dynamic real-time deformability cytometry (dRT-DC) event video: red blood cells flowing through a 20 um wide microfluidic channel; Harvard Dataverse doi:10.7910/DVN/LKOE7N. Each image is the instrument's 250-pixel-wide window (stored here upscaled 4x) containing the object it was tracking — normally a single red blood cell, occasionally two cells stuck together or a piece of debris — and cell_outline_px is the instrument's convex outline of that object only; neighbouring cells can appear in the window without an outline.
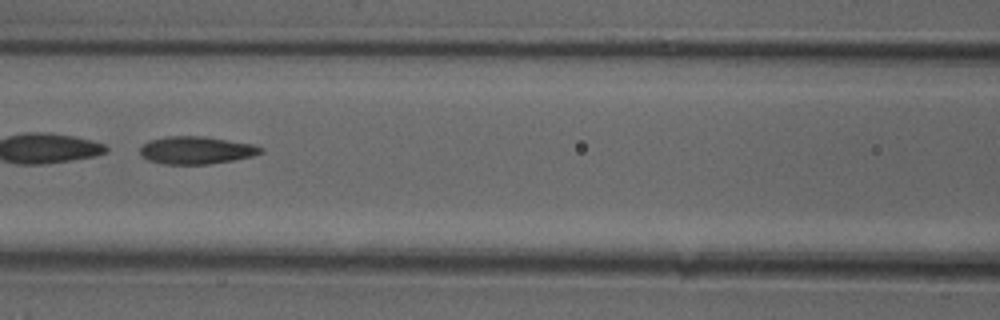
{"species": "common noctule bat (a hibernating species)", "species_latin": "Nyctalus noctula", "temperature_condition": "cold", "stored_images_in_passage": 49, "segment_of_instrument_passage": [2, 2], "camera_frame_rate_fps": 3000, "um_per_image_px": 0.085, "animal": {"sex": "female"}, "frame": {"image": 1, "passage_image": 22, "time_ms": 7.0, "image_size_px": [1000, 320], "cell_outline_px": [[264, 152], [252, 156], [232, 160], [208, 164], [164, 164], [148, 160], [140, 156], [140, 148], [148, 140], [168, 136], [204, 136], [252, 144], [264, 148]], "centroid_in_image_um": [16.66, 12.76], "position_along_channel_um": 149.9, "area_um2": 19.42}}
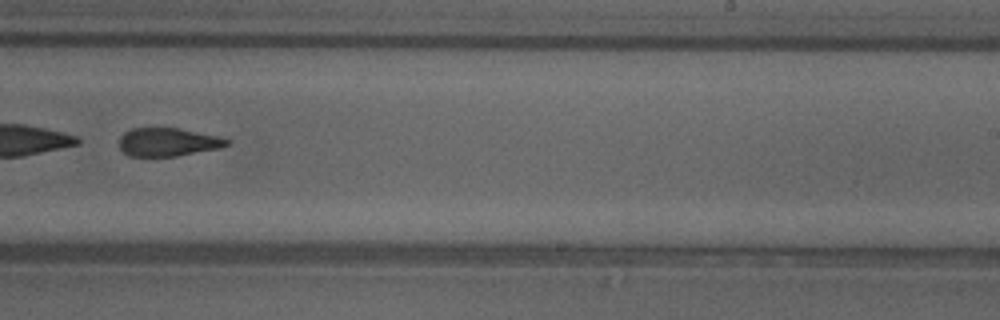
{"frame": {"image": 2, "passage_image": 31, "time_ms": 10.0, "image_size_px": [1000, 320], "cell_outline_px": [[232, 140], [228, 144], [220, 148], [176, 156], [128, 156], [120, 148], [120, 136], [124, 132], [132, 128], [176, 128], [220, 136]], "centroid_in_image_um": [14.29, 12.07], "position_along_channel_um": 274.7, "area_um2": 17.74}}
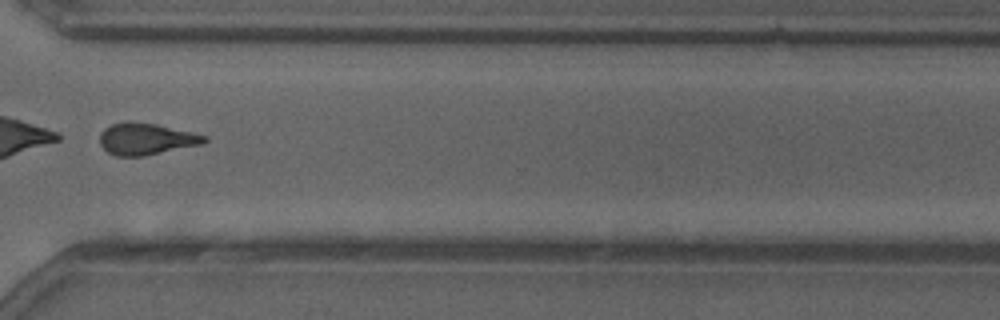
{"frame": {"image": 3, "passage_image": 37, "time_ms": 12.0, "image_size_px": [1000, 320], "cell_outline_px": [[208, 140], [204, 144], [144, 156], [116, 156], [108, 152], [100, 144], [100, 132], [104, 128], [112, 124], [128, 120], [132, 120], [156, 124], [192, 132], [208, 136]], "centroid_in_image_um": [12.43, 11.8], "position_along_channel_um": 358.2, "area_um2": 19.59}}